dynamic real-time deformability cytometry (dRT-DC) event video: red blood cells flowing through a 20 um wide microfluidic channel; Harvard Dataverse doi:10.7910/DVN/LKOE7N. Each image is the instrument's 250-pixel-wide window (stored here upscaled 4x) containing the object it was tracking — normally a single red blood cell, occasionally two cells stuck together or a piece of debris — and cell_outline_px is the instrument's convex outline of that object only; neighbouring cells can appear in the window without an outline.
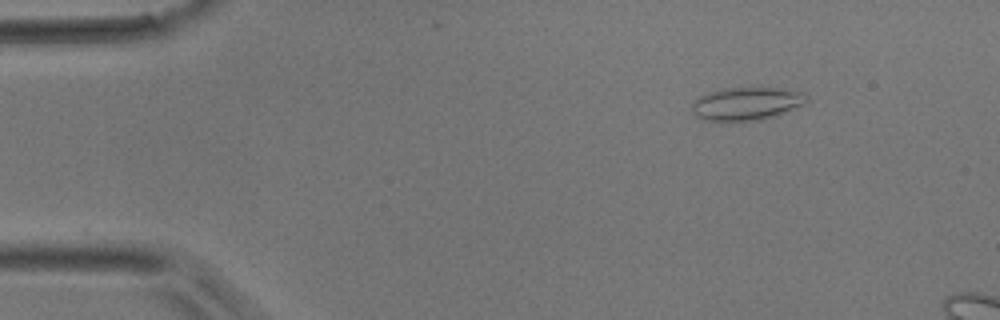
{"species": "common noctule bat (a hibernating species)", "species_latin": "Nyctalus noctula", "temperature_condition": "room temperature", "stored_images_in_passage": 12, "camera_frame_rate_fps": 3000, "um_per_image_px": 0.085, "animal": {"sex": "male", "body_mass_g": 17.9}, "frame": {"image": 1, "passage_image": 6, "time_ms": 1.667, "image_size_px": [1000, 320], "cell_outline_px": [[808, 100], [804, 104], [776, 116], [760, 120], [704, 120], [696, 116], [692, 112], [692, 104], [700, 96], [712, 92], [728, 88], [780, 88], [804, 92], [808, 96]], "centroid_in_image_um": [63.51, 8.81], "position_along_channel_um": 21.5, "area_um2": 21.79}}